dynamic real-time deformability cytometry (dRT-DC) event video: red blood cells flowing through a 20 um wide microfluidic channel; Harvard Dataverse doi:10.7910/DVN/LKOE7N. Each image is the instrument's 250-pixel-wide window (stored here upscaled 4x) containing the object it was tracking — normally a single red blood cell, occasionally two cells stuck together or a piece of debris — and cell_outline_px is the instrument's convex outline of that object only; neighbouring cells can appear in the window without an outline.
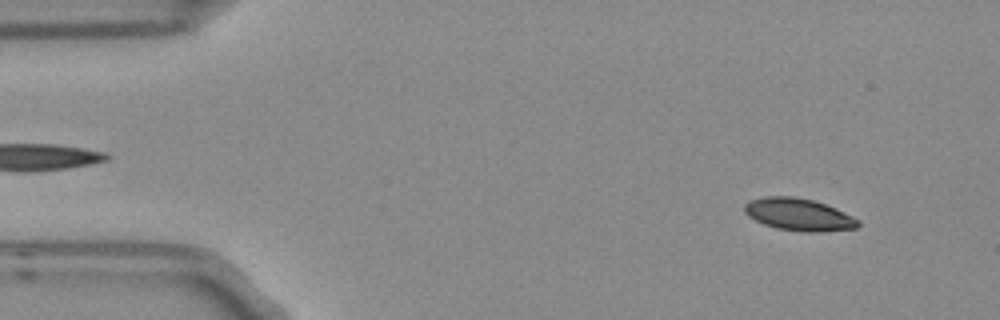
{"species": "Egyptian fruit bat (a non-hibernating species)", "species_latin": "Rousettus aegyptiacus", "temperature_condition": "room temperature", "stored_images_in_passage": 4, "camera_frame_rate_fps": 3000, "um_per_image_px": 0.085, "frame": {"image": 1, "passage_image": 1, "time_ms": 0.0, "image_size_px": [1000, 320], "cell_outline_px": [[860, 224], [856, 228], [820, 232], [804, 232], [776, 228], [764, 224], [748, 216], [744, 212], [744, 204], [748, 200], [764, 196], [792, 196], [812, 200], [836, 208], [860, 220]], "centroid_in_image_um": [67.87, 18.23], "position_along_channel_um": 17.1, "area_um2": 21.44}}
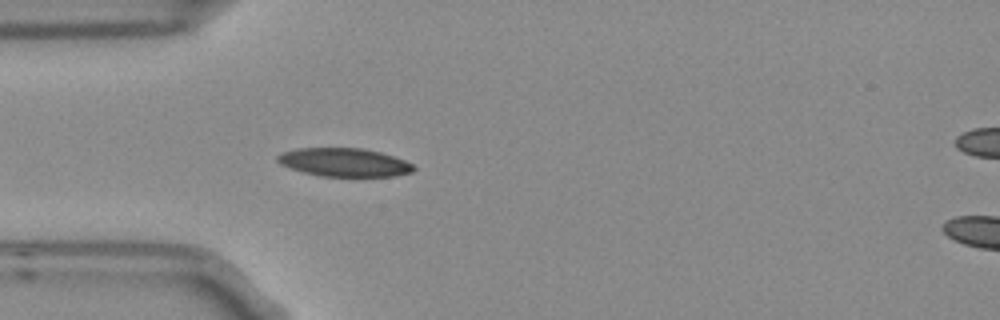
{"frame": {"image": 2, "passage_image": 4, "time_ms": 1.0, "image_size_px": [1000, 320], "cell_outline_px": [[416, 168], [412, 172], [396, 176], [320, 176], [304, 172], [280, 164], [276, 160], [276, 156], [280, 152], [296, 148], [364, 148], [380, 152], [404, 160], [412, 164]], "centroid_in_image_um": [29.24, 13.79], "position_along_channel_um": 55.8, "area_um2": 22.54}}